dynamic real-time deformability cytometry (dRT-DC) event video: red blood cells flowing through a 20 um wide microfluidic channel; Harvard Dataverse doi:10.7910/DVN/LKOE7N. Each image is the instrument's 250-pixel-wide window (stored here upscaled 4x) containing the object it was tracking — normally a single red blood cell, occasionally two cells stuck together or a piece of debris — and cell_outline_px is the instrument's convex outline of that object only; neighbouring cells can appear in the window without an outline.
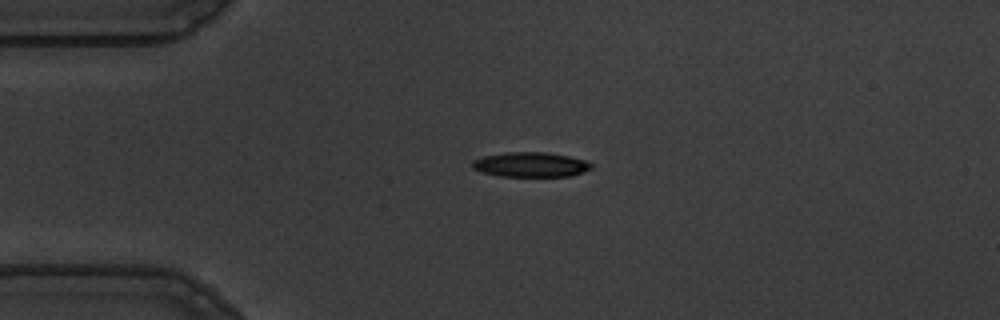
{"species": "common noctule bat (a hibernating species)", "species_latin": "Nyctalus noctula", "temperature_condition": "warm", "stored_images_in_passage": 43, "camera_frame_rate_fps": 3000, "um_per_image_px": 0.085, "animal": {"sex": "male", "body_mass_g": 19.5, "forearm_length_mm": 54.6}, "frame": {"image": 1, "passage_image": 1, "time_ms": 0.0, "image_size_px": [1000, 320], "cell_outline_px": [[592, 168], [572, 176], [500, 176], [480, 172], [472, 168], [472, 160], [484, 156], [508, 152], [548, 152], [568, 156], [584, 160], [592, 164]], "centroid_in_image_um": [45.08, 13.99], "position_along_channel_um": 39.9, "area_um2": 17.17}}
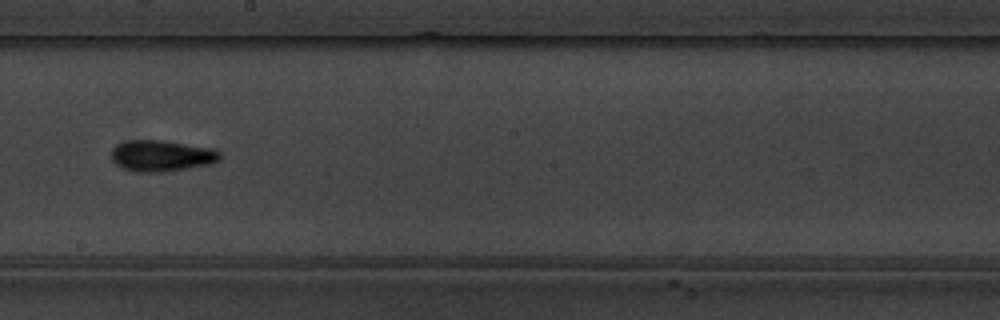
{"frame": {"image": 2, "passage_image": 19, "time_ms": 6.0, "image_size_px": [1000, 320], "cell_outline_px": [[220, 160], [208, 164], [188, 168], [164, 172], [136, 172], [124, 168], [116, 164], [112, 160], [112, 148], [116, 144], [128, 140], [160, 140], [212, 148], [220, 152]], "centroid_in_image_um": [13.71, 13.24], "position_along_channel_um": 234.5, "area_um2": 19.65}}
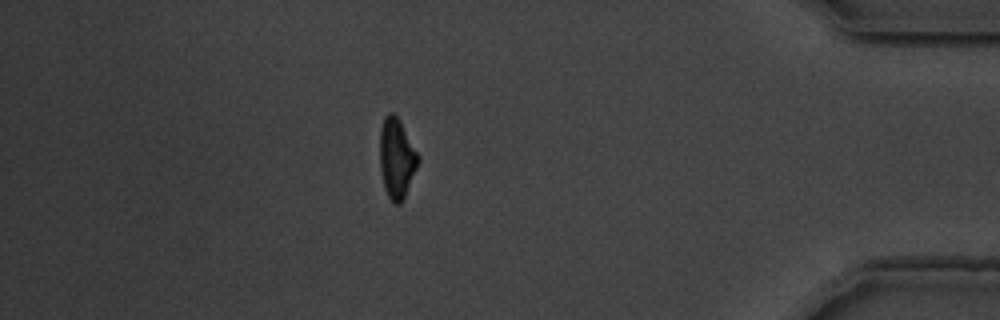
{"frame": {"image": 3, "passage_image": 36, "time_ms": 11.667, "image_size_px": [1000, 320], "cell_outline_px": [[420, 160], [404, 200], [400, 204], [396, 204], [388, 196], [384, 188], [380, 168], [380, 128], [384, 116], [388, 112], [392, 112], [400, 120], [420, 156]], "centroid_in_image_um": [33.73, 13.44], "position_along_channel_um": 401.5, "area_um2": 18.09}, "authors_computed_cell_mechanics": {"area_um2": 17.8602, "velocity_mm_per_s": 3.6869, "shape_relaxation_time_tau1_ms": 2.996, "shape_relaxation_time_tau2_ms": 4.2811, "deformation_change_tau1": 0.186, "deformation_change_tau2": 0.1242}}